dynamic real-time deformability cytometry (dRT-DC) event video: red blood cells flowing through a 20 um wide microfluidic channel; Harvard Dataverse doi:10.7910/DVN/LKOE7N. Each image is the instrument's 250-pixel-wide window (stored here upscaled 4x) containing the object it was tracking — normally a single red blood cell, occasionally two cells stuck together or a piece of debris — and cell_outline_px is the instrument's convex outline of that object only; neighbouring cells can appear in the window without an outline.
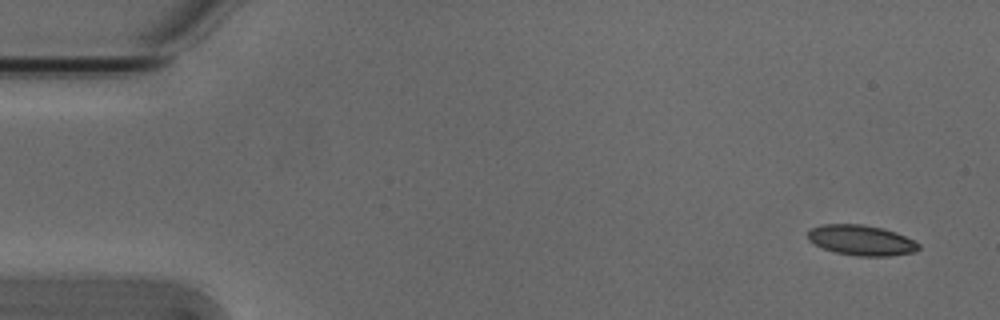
{"species": "Egyptian fruit bat (a non-hibernating species)", "species_latin": "Rousettus aegyptiacus", "temperature_condition": "cold", "stored_images_in_passage": 7, "camera_frame_rate_fps": 3000, "um_per_image_px": 0.085, "animal": {"sex": "male"}, "frame": {"image": 1, "passage_image": 1, "time_ms": 0.0, "image_size_px": [1000, 320], "cell_outline_px": [[920, 248], [916, 252], [888, 256], [856, 256], [832, 252], [808, 240], [808, 232], [812, 228], [820, 224], [864, 224], [884, 228], [896, 232], [920, 244]], "centroid_in_image_um": [73.22, 20.42], "position_along_channel_um": 11.8, "area_um2": 19.71}}
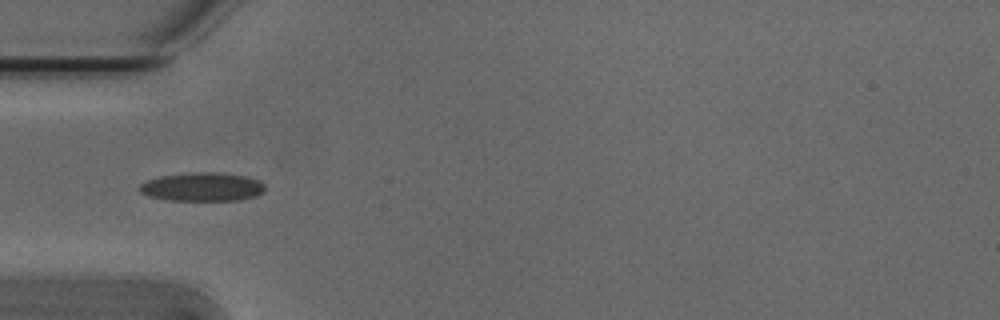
{"frame": {"image": 2, "passage_image": 5, "time_ms": 1.333, "image_size_px": [1000, 320], "cell_outline_px": [[264, 192], [256, 196], [240, 200], [164, 200], [148, 196], [140, 192], [136, 188], [140, 184], [148, 180], [160, 176], [192, 172], [212, 172], [248, 176], [260, 180], [264, 184]], "centroid_in_image_um": [17.18, 15.88], "position_along_channel_um": 67.8, "area_um2": 21.15}}
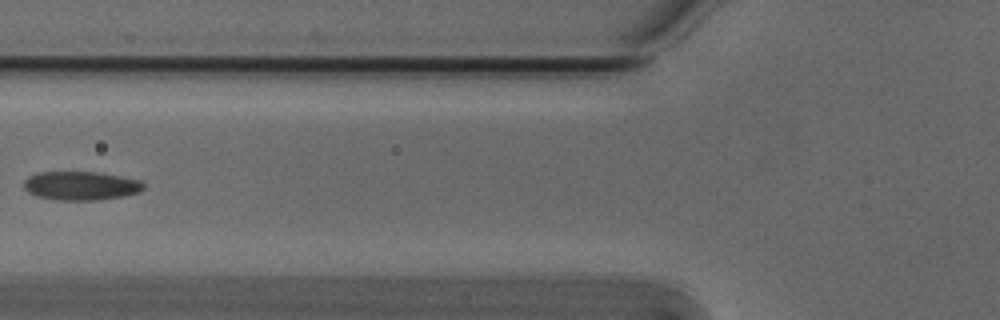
{"frame": {"image": 3, "passage_image": 6, "time_ms": 1.667, "image_size_px": [1000, 320], "cell_outline_px": [[144, 188], [140, 192], [100, 200], [56, 200], [36, 196], [28, 192], [24, 188], [24, 180], [28, 176], [40, 172], [96, 172], [120, 176], [140, 180], [144, 184]], "centroid_in_image_um": [6.85, 15.79], "position_along_channel_um": 118.9, "area_um2": 20.06}}